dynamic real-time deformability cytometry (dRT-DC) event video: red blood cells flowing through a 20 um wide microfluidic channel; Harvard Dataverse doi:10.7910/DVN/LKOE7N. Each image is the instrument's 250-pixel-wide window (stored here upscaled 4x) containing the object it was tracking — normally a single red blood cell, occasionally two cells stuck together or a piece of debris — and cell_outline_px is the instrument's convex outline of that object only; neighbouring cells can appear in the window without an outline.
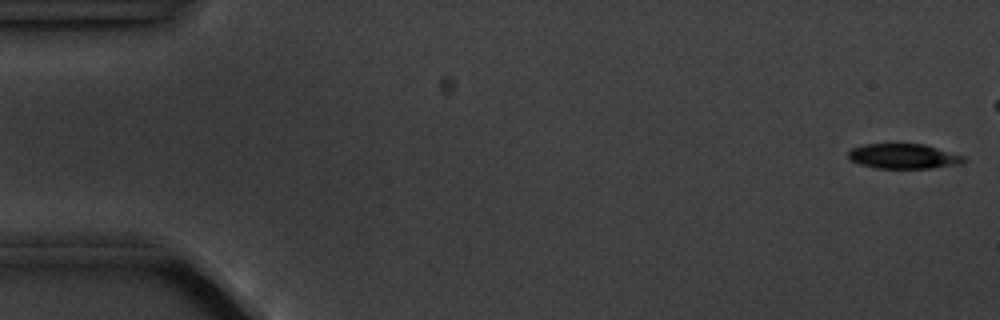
{"species": "common noctule bat (a hibernating species)", "species_latin": "Nyctalus noctula", "temperature_condition": "cold", "stored_images_in_passage": 6, "camera_frame_rate_fps": 3000, "um_per_image_px": 0.085, "animal": {"sex": "male", "body_mass_g": 20.1, "forearm_length_mm": 53.5}, "frame": {"image": 1, "passage_image": 1, "time_ms": 0.0, "image_size_px": [1000, 320], "cell_outline_px": [[968, 160], [960, 164], [932, 168], [876, 168], [860, 164], [852, 160], [848, 156], [848, 152], [852, 148], [864, 144], [924, 144], [964, 156]], "centroid_in_image_um": [76.82, 13.28], "position_along_channel_um": 8.2, "area_um2": 16.7}}
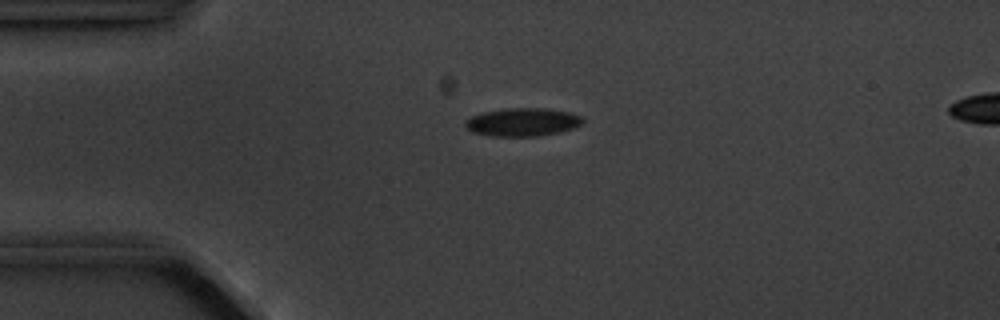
{"frame": {"image": 2, "passage_image": 6, "time_ms": 6.0, "image_size_px": [1000, 320], "cell_outline_px": [[584, 120], [580, 124], [572, 128], [560, 132], [540, 136], [488, 136], [472, 132], [464, 124], [464, 120], [472, 116], [484, 112], [508, 108], [540, 108], [568, 112], [580, 116]], "centroid_in_image_um": [44.38, 10.39], "position_along_channel_um": 40.6, "area_um2": 19.13}}